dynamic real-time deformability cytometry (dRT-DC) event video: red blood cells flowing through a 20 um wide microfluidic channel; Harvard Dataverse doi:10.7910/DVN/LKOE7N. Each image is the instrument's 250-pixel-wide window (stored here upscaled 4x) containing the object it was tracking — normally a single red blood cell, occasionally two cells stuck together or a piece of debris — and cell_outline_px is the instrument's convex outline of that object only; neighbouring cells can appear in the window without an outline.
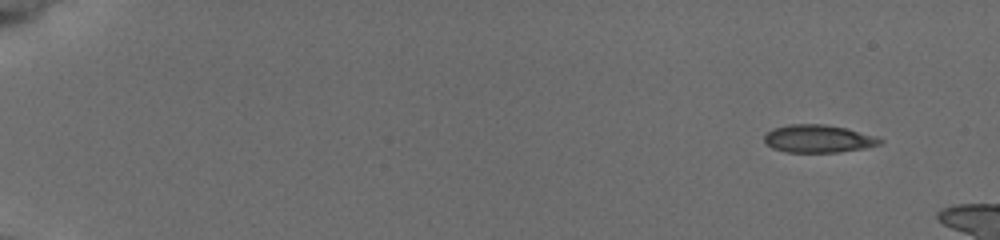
{"species": "common noctule bat (a hibernating species)", "species_latin": "Nyctalus noctula", "temperature_condition": "cold", "stored_images_in_passage": 51, "camera_frame_rate_fps": 3000, "um_per_image_px": 0.085, "animal": {"sex": "female", "body_mass_g": 19.5, "forearm_length_mm": 54.1}, "frame": {"image": 1, "passage_image": 1, "time_ms": 0.0, "image_size_px": [1000, 240], "cell_outline_px": [[884, 140], [880, 144], [864, 148], [836, 152], [788, 152], [772, 148], [764, 140], [764, 132], [772, 128], [788, 124], [824, 124], [848, 128]], "centroid_in_image_um": [69.49, 11.78], "position_along_channel_um": 15.5, "area_um2": 18.67}}
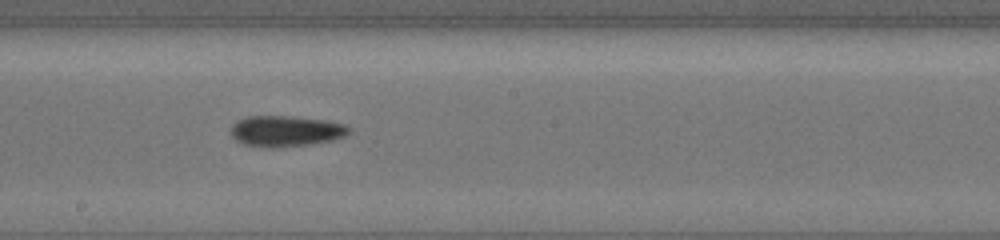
{"frame": {"image": 2, "passage_image": 30, "time_ms": 9.667, "image_size_px": [1000, 240], "cell_outline_px": [[352, 128], [344, 136], [332, 140], [308, 144], [272, 148], [264, 148], [244, 144], [236, 140], [232, 136], [232, 124], [236, 120], [248, 116], [284, 116], [324, 120], [344, 124]], "centroid_in_image_um": [24.26, 11.14], "position_along_channel_um": 223.9, "area_um2": 21.1}}
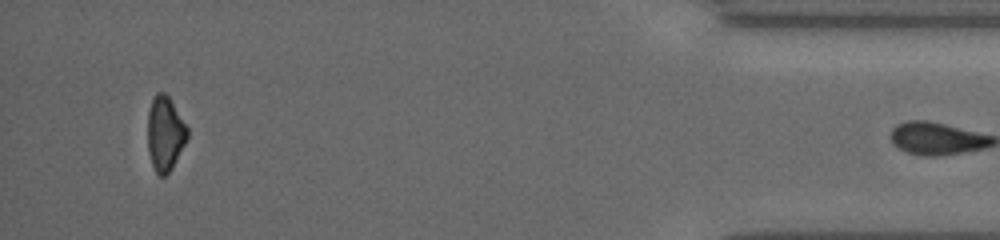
{"frame": {"image": 3, "passage_image": 50, "time_ms": 16.333, "image_size_px": [1000, 240], "cell_outline_px": [[188, 136], [172, 168], [164, 176], [160, 176], [156, 172], [152, 164], [148, 152], [148, 112], [152, 100], [156, 92], [164, 92], [168, 96], [188, 128]], "centroid_in_image_um": [14.02, 11.35], "position_along_channel_um": 421.2, "area_um2": 16.99}}